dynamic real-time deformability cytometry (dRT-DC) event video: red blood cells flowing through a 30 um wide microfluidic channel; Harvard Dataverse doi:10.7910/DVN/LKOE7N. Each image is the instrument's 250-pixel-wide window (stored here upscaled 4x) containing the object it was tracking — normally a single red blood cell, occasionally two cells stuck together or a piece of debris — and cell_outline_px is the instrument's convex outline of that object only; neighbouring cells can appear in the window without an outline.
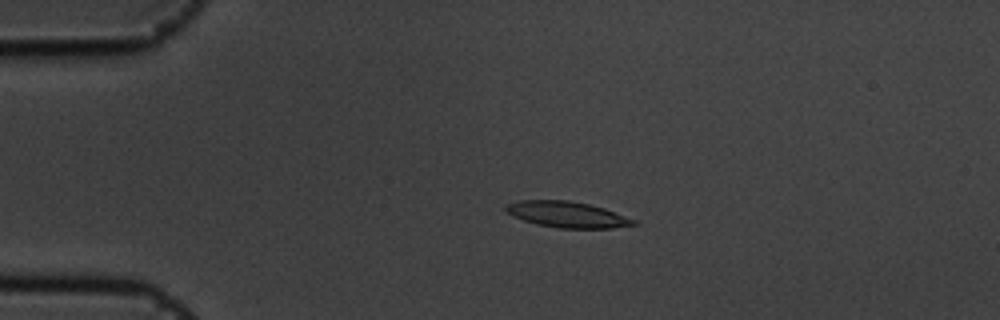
{"species": "common noctule bat (a hibernating species)", "species_latin": "Nyctalus noctula", "temperature_condition": "cold", "stored_images_in_passage": 4, "camera_frame_rate_fps": 3000, "um_per_image_px": 0.085, "animal": {"sex": "male", "body_mass_g": 19.5, "forearm_length_mm": 54.6}, "frame": {"image": 1, "passage_image": 3, "time_ms": 0.667, "image_size_px": [1000, 320], "cell_outline_px": [[640, 224], [612, 228], [556, 228], [536, 224], [512, 216], [504, 208], [508, 204], [520, 200], [568, 200], [588, 204], [604, 208], [636, 220]], "centroid_in_image_um": [48.23, 18.24], "position_along_channel_um": 36.8, "area_um2": 19.31}}